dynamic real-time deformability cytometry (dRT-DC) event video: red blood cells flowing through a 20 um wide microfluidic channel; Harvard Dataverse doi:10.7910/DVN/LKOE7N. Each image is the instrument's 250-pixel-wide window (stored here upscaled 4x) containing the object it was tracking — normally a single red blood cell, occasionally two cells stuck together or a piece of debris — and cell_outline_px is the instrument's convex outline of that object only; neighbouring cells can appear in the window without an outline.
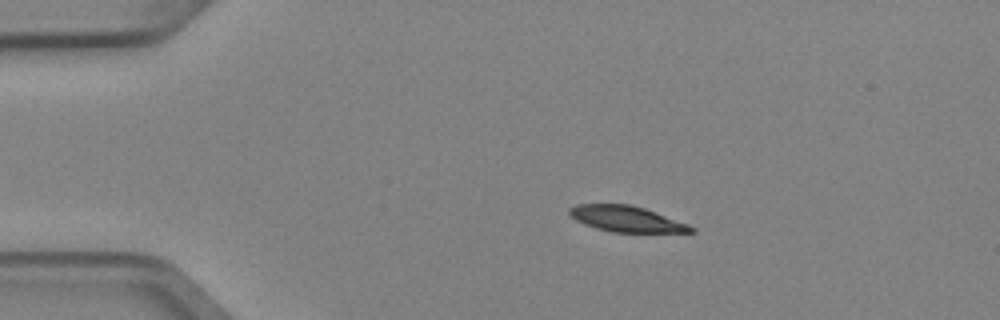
{"species": "Egyptian fruit bat (a non-hibernating species)", "species_latin": "Rousettus aegyptiacus", "temperature_condition": "cold", "stored_images_in_passage": 5, "camera_frame_rate_fps": 3000, "um_per_image_px": 0.085, "animal": {"sex": "female"}, "frame": {"image": 1, "passage_image": 2, "time_ms": 0.333, "image_size_px": [1000, 320], "cell_outline_px": [[696, 232], [612, 232], [596, 228], [584, 224], [576, 220], [568, 212], [568, 208], [576, 204], [632, 204], [656, 212], [688, 224], [696, 228]], "centroid_in_image_um": [53.25, 18.6], "position_along_channel_um": 31.8, "area_um2": 18.32}}
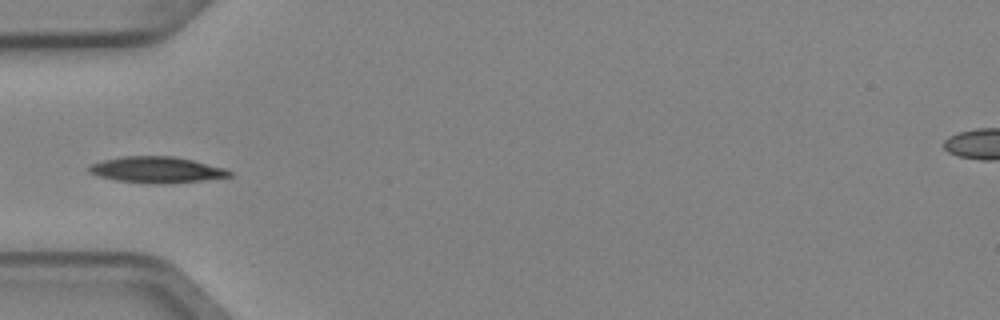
{"frame": {"image": 2, "passage_image": 4, "time_ms": 1.0, "image_size_px": [1000, 320], "cell_outline_px": [[232, 176], [200, 180], [156, 184], [116, 180], [100, 176], [88, 172], [84, 168], [88, 164], [120, 156], [172, 156], [192, 160], [224, 168], [232, 172]], "centroid_in_image_um": [13.23, 14.42], "position_along_channel_um": 71.8, "area_um2": 21.21}}
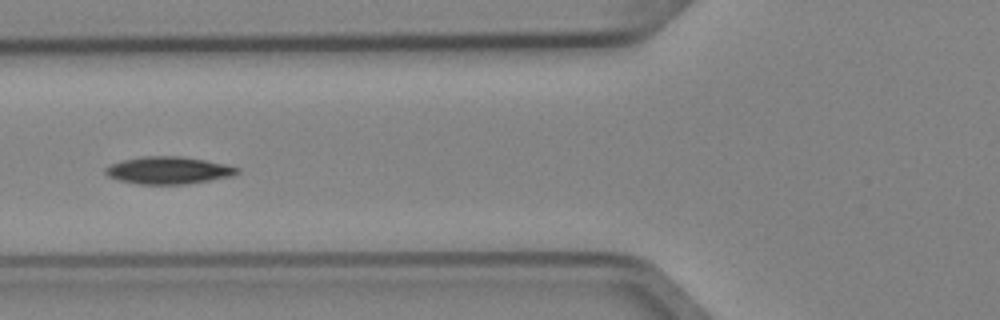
{"frame": {"image": 3, "passage_image": 5, "time_ms": 1.333, "image_size_px": [1000, 320], "cell_outline_px": [[240, 172], [232, 176], [188, 184], [140, 184], [116, 180], [108, 176], [104, 172], [104, 168], [108, 164], [124, 160], [144, 156], [180, 156], [204, 160], [224, 164], [240, 168]], "centroid_in_image_um": [14.28, 14.48], "position_along_channel_um": 111.5, "area_um2": 21.04}}